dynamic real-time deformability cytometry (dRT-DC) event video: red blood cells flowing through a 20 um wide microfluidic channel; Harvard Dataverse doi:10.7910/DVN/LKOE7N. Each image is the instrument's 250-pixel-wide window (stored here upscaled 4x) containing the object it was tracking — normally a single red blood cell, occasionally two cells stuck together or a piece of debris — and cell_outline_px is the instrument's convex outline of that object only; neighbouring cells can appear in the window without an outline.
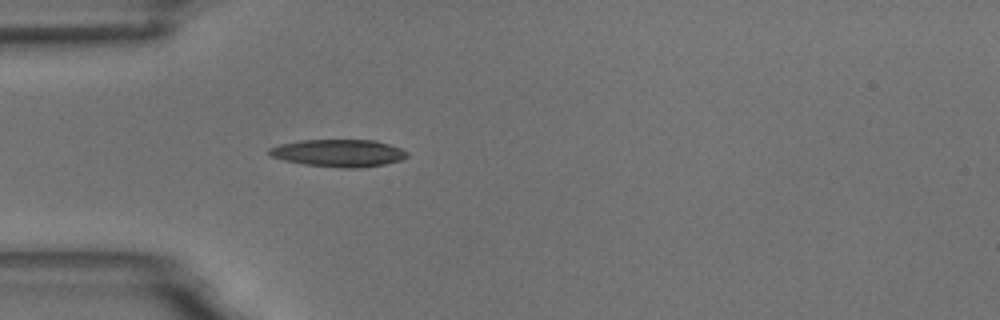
{"species": "common noctule bat (a hibernating species)", "species_latin": "Nyctalus noctula", "temperature_condition": "room temperature", "stored_images_in_passage": 4, "camera_frame_rate_fps": 3000, "um_per_image_px": 0.085, "animal": {"sex": "male", "body_mass_g": 18.8}, "frame": {"image": 1, "passage_image": 4, "time_ms": 3.333, "image_size_px": [1000, 320], "cell_outline_px": [[408, 156], [400, 160], [384, 164], [364, 168], [340, 168], [304, 164], [284, 160], [272, 156], [268, 152], [268, 148], [280, 144], [300, 140], [376, 140], [400, 148], [408, 152]], "centroid_in_image_um": [28.79, 13.01], "position_along_channel_um": 56.2, "area_um2": 22.02}}